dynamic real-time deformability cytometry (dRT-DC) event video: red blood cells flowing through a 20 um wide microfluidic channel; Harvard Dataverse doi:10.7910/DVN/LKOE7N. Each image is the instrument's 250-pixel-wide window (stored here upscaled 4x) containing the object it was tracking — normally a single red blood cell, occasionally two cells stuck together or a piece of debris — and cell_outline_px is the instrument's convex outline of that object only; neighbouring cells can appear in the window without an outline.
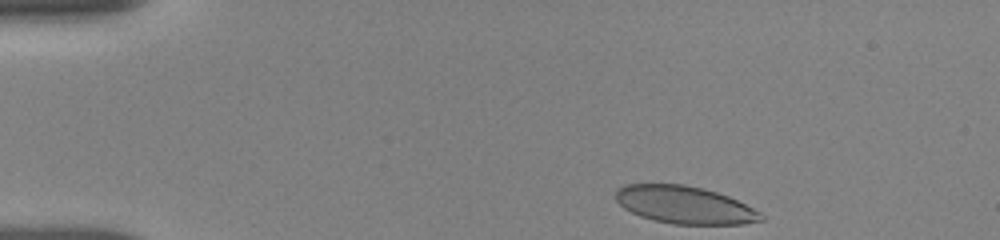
{"species": "human", "species_latin": "Homo sapiens", "temperature_condition": "room temperature", "stored_images_in_passage": 7, "camera_frame_rate_fps": 3000, "um_per_image_px": 0.085, "donor": {"sex": "female"}, "frame": {"image": 1, "passage_image": 1, "time_ms": 0.0, "image_size_px": [1000, 240], "cell_outline_px": [[764, 220], [744, 224], [672, 224], [652, 220], [640, 216], [624, 208], [616, 200], [616, 188], [624, 184], [684, 184], [716, 192], [728, 196], [760, 212], [764, 216]], "centroid_in_image_um": [58.17, 17.42], "position_along_channel_um": 26.8, "area_um2": 31.73}}